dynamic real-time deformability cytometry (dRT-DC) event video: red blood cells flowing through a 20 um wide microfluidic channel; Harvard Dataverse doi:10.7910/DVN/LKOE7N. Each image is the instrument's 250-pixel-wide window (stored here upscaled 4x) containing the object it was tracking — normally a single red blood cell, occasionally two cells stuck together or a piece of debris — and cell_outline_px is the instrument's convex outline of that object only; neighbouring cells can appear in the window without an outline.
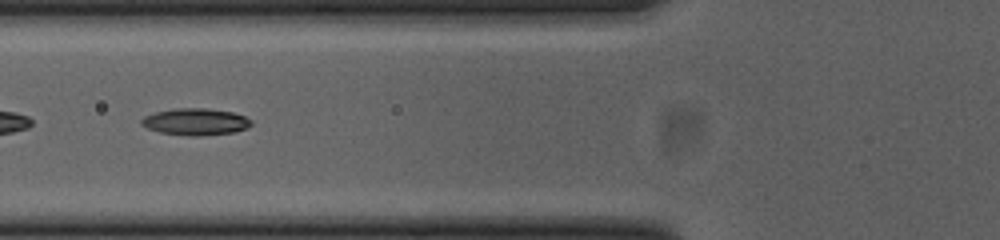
{"species": "common noctule bat (a hibernating species)", "species_latin": "Nyctalus noctula", "temperature_condition": "cold", "stored_images_in_passage": 40, "camera_frame_rate_fps": 3000, "um_per_image_px": 0.085, "animal": {"sex": "female", "body_mass_g": 23.0, "forearm_length_mm": 53.4}, "frame": {"image": 1, "passage_image": 7, "time_ms": 2.0, "image_size_px": [1000, 240], "cell_outline_px": [[252, 124], [248, 128], [236, 132], [200, 136], [188, 136], [160, 132], [148, 128], [140, 124], [140, 120], [144, 116], [156, 112], [176, 108], [208, 108], [232, 112], [244, 116], [252, 120]], "centroid_in_image_um": [16.64, 10.35], "position_along_channel_um": 109.2, "area_um2": 17.28}}
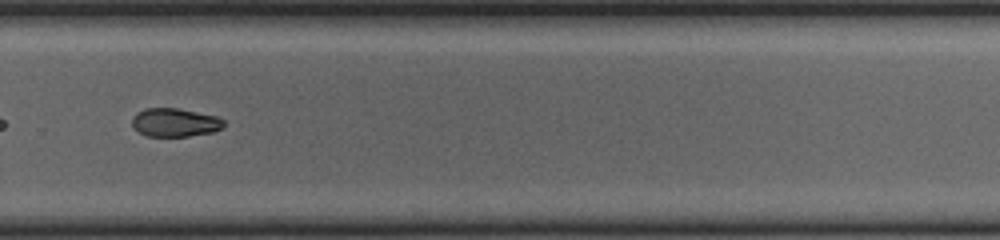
{"frame": {"image": 2, "passage_image": 23, "time_ms": 7.333, "image_size_px": [1000, 240], "cell_outline_px": [[224, 128], [212, 132], [188, 136], [144, 136], [132, 124], [132, 116], [136, 112], [144, 108], [176, 108], [216, 116], [224, 120]], "centroid_in_image_um": [14.86, 10.41], "position_along_channel_um": 314.9, "area_um2": 15.2}, "authors_computed_cell_mechanics": {"area_um2": 16.3863, "velocity_mm_per_s": 3.8632, "shape_relaxation_time_tau1_ms": 2.5403, "shape_relaxation_time_tau2_ms": null, "deformation_change_tau1": 0.1023, "deformation_change_tau2": null}}